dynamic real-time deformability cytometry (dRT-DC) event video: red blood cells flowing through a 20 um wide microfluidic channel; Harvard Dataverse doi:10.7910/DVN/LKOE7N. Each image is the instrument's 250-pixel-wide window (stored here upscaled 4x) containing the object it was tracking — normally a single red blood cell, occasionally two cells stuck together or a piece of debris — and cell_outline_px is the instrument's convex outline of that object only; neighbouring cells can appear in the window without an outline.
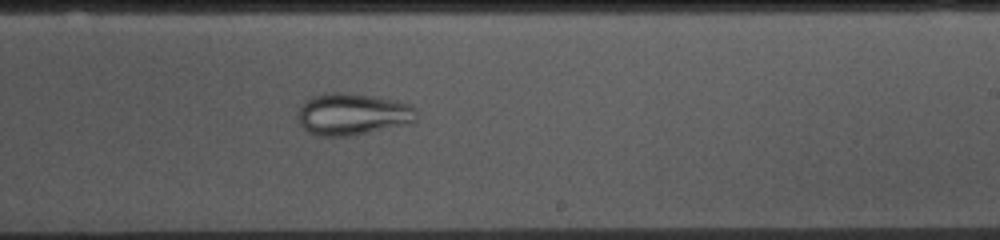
{"species": "common noctule bat (a hibernating species)", "species_latin": "Nyctalus noctula", "temperature_condition": "cold", "stored_images_in_passage": 53, "camera_frame_rate_fps": 3000, "um_per_image_px": 0.085, "animal": {"sex": "female", "body_mass_g": 10.0, "forearm_length_mm": 53.1}, "frame": {"image": 1, "passage_image": 31, "time_ms": 10.0, "image_size_px": [1000, 240], "cell_outline_px": [[416, 120], [412, 124], [352, 136], [316, 136], [308, 132], [300, 124], [296, 116], [300, 104], [312, 96], [332, 92], [336, 92], [372, 96], [396, 100], [408, 104], [416, 108]], "centroid_in_image_um": [29.96, 9.73], "position_along_channel_um": 259.0, "area_um2": 29.36}}
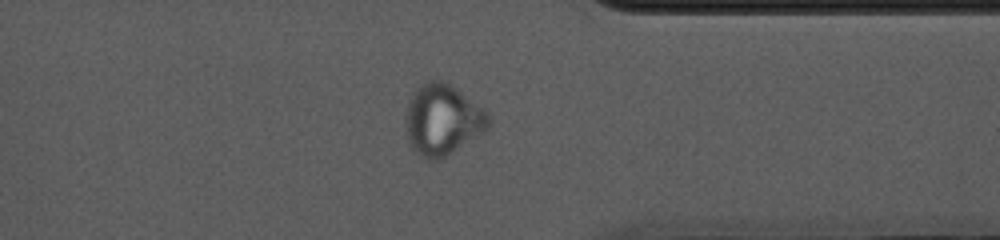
{"frame": {"image": 2, "passage_image": 41, "time_ms": 13.333, "image_size_px": [1000, 240], "cell_outline_px": [[488, 128], [484, 132], [440, 160], [428, 160], [420, 156], [412, 148], [404, 132], [408, 104], [412, 92], [424, 80], [444, 80], [456, 88], [484, 108], [488, 112]], "centroid_in_image_um": [37.58, 10.17], "position_along_channel_um": 373.8, "area_um2": 34.51}}
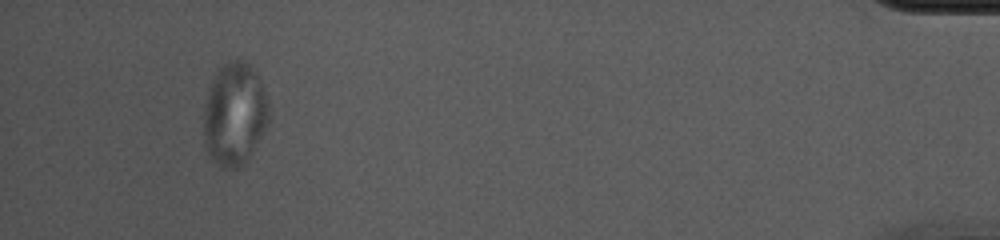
{"frame": {"image": 3, "passage_image": 50, "time_ms": 16.333, "image_size_px": [1000, 240], "cell_outline_px": [[268, 124], [252, 152], [244, 164], [240, 168], [224, 168], [212, 160], [208, 156], [204, 144], [204, 108], [208, 92], [212, 80], [216, 72], [224, 64], [240, 56], [256, 68], [268, 104]], "centroid_in_image_um": [19.94, 9.68], "position_along_channel_um": 415.3, "area_um2": 39.36}}